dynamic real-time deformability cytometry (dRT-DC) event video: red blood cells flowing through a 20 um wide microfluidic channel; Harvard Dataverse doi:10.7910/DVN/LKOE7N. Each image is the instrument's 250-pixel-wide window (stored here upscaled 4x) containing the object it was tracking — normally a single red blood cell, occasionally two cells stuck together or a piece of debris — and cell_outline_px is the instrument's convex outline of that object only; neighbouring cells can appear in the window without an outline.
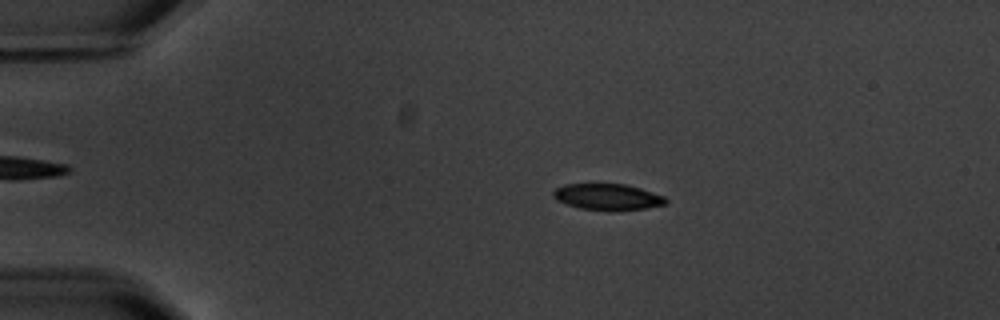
{"species": "common noctule bat (a hibernating species)", "species_latin": "Nyctalus noctula", "temperature_condition": "warm", "stored_images_in_passage": 6, "camera_frame_rate_fps": 3000, "um_per_image_px": 0.085, "animal": {"sex": "male", "body_mass_g": 20.1, "forearm_length_mm": 53.5}, "frame": {"image": 1, "passage_image": 3, "time_ms": 2.333, "image_size_px": [1000, 320], "cell_outline_px": [[668, 200], [664, 204], [644, 208], [608, 212], [580, 208], [556, 200], [552, 196], [552, 192], [556, 188], [564, 184], [624, 184], [640, 188], [664, 196]], "centroid_in_image_um": [51.61, 16.74], "position_along_channel_um": 33.4, "area_um2": 17.28}}
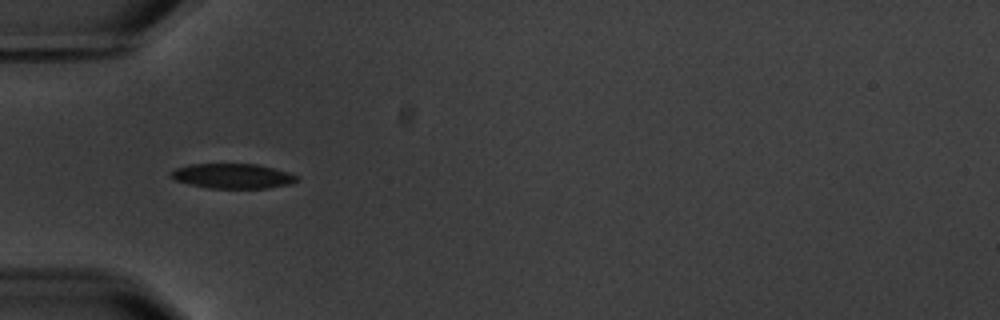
{"frame": {"image": 2, "passage_image": 5, "time_ms": 4.667, "image_size_px": [1000, 320], "cell_outline_px": [[300, 180], [292, 184], [268, 188], [208, 188], [188, 184], [176, 180], [172, 176], [172, 172], [176, 168], [192, 164], [256, 164], [288, 172], [296, 176]], "centroid_in_image_um": [19.82, 14.97], "position_along_channel_um": 65.2, "area_um2": 18.09}}
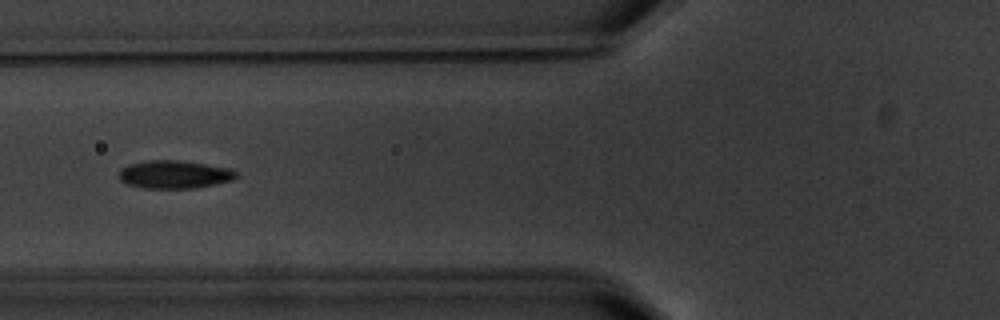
{"frame": {"image": 3, "passage_image": 6, "time_ms": 6.0, "image_size_px": [1000, 320], "cell_outline_px": [[240, 176], [232, 180], [196, 188], [144, 188], [128, 184], [120, 180], [120, 172], [124, 168], [132, 164], [148, 160], [180, 160], [232, 168], [240, 172]], "centroid_in_image_um": [14.93, 14.82], "position_along_channel_um": 110.9, "area_um2": 19.13}}